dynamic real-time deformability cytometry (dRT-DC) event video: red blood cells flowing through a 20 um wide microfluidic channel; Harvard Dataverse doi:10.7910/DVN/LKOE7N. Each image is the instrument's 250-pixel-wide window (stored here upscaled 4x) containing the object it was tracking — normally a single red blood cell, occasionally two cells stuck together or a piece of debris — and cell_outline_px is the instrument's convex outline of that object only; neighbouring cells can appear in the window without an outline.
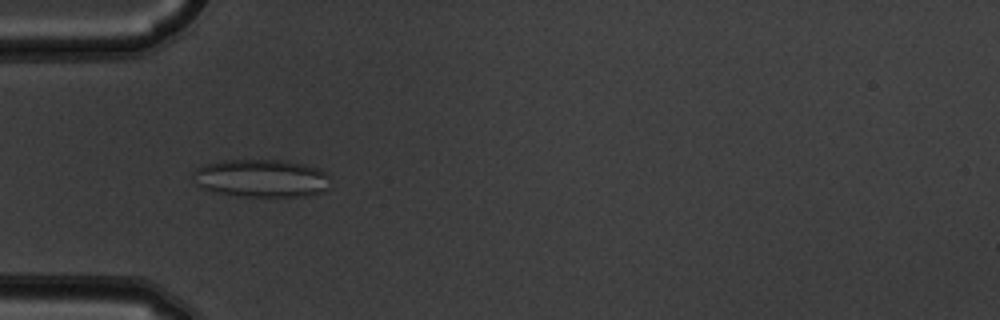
{"species": "common noctule bat (a hibernating species)", "species_latin": "Nyctalus noctula", "temperature_condition": "warm", "stored_images_in_passage": 7, "camera_frame_rate_fps": 3000, "um_per_image_px": 0.085, "animal": {"sex": "male", "body_mass_g": 19.5, "forearm_length_mm": 54.6}, "frame": {"image": 1, "passage_image": 3, "time_ms": 0.667, "image_size_px": [1000, 320], "cell_outline_px": [[328, 188], [320, 192], [304, 196], [244, 196], [216, 192], [200, 188], [196, 184], [192, 176], [192, 172], [196, 168], [204, 164], [224, 160], [288, 160], [304, 164], [316, 168], [324, 172], [328, 176]], "centroid_in_image_um": [22.16, 15.14], "position_along_channel_um": 62.8, "area_um2": 30.29}}
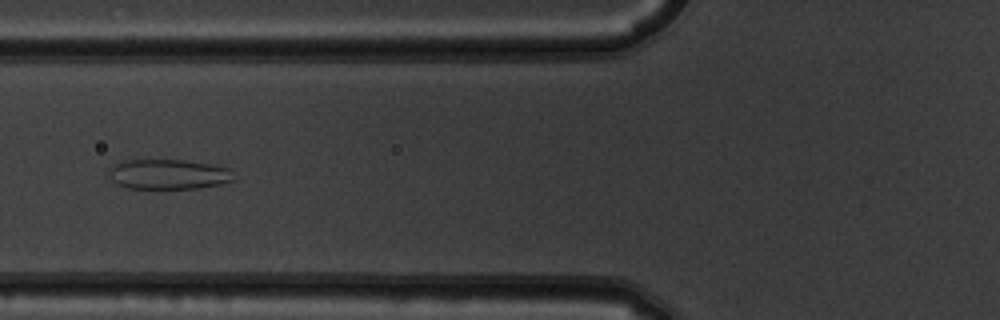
{"frame": {"image": 2, "passage_image": 4, "time_ms": 1.0, "image_size_px": [1000, 320], "cell_outline_px": [[236, 180], [220, 184], [200, 188], [128, 188], [116, 184], [108, 176], [108, 172], [112, 164], [124, 160], [184, 160], [212, 164], [228, 168]], "centroid_in_image_um": [14.29, 14.81], "position_along_channel_um": 111.5, "area_um2": 21.96}}